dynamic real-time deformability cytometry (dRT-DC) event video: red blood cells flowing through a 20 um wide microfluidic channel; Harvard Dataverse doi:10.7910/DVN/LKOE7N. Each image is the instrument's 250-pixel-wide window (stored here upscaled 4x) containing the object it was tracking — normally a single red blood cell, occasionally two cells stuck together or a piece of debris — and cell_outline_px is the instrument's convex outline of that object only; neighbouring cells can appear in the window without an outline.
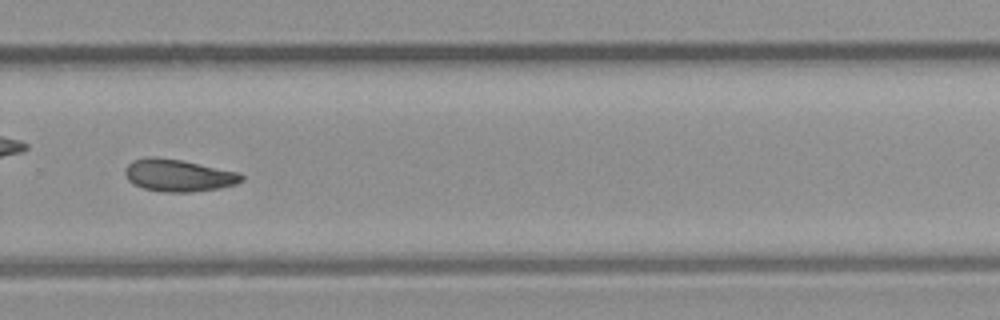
{"species": "common noctule bat (a hibernating species)", "species_latin": "Nyctalus noctula", "temperature_condition": "room temperature", "stored_images_in_passage": 33, "camera_frame_rate_fps": 3000, "um_per_image_px": 0.085, "animal": {"sex": "male", "body_mass_g": 23.1, "forearm_length_mm": 52.7}, "frame": {"image": 1, "passage_image": 19, "time_ms": 6.0, "image_size_px": [1000, 320], "cell_outline_px": [[244, 180], [236, 184], [220, 188], [192, 192], [164, 192], [144, 188], [132, 184], [128, 180], [124, 172], [124, 168], [132, 160], [148, 156], [156, 156], [180, 160], [240, 172], [244, 176]], "centroid_in_image_um": [15.16, 14.9], "position_along_channel_um": 314.6, "area_um2": 22.08}}